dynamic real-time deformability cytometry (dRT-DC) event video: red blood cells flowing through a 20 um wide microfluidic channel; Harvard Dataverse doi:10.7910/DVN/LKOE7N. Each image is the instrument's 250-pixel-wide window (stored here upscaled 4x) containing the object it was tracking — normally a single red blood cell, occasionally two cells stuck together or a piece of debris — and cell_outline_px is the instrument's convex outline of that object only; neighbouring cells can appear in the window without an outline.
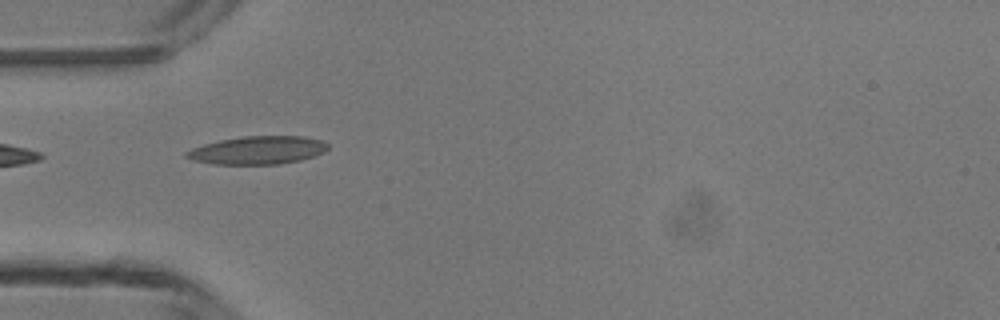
{"species": "common noctule bat (a hibernating species)", "species_latin": "Nyctalus noctula", "temperature_condition": "room temperature", "stored_images_in_passage": 4, "camera_frame_rate_fps": 3000, "um_per_image_px": 0.085, "animal": {"sex": "male", "body_mass_g": 13.3}, "frame": {"image": 1, "passage_image": 4, "time_ms": 4.333, "image_size_px": [1000, 320], "cell_outline_px": [[328, 148], [324, 152], [300, 160], [280, 164], [212, 164], [192, 160], [184, 156], [184, 152], [192, 148], [204, 144], [220, 140], [244, 136], [304, 136], [320, 140], [328, 144]], "centroid_in_image_um": [21.87, 12.77], "position_along_channel_um": 63.1, "area_um2": 23.12}}